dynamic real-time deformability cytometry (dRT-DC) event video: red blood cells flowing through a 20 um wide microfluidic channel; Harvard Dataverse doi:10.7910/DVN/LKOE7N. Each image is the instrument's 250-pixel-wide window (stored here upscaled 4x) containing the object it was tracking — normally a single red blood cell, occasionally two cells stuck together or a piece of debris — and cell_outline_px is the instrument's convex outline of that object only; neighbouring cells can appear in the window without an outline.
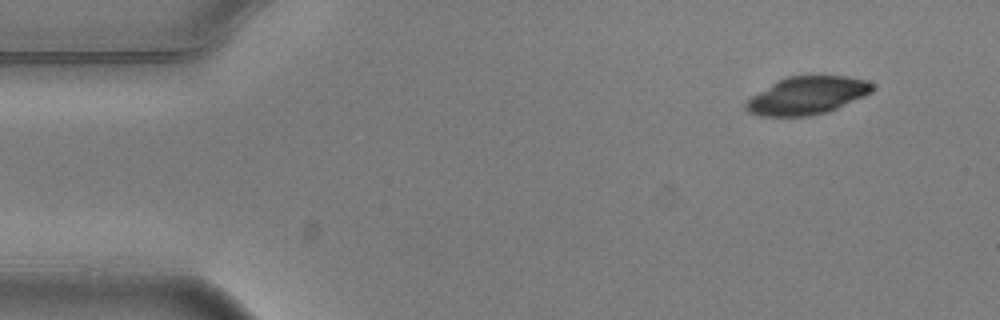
{"species": "common noctule bat (a hibernating species)", "species_latin": "Nyctalus noctula", "temperature_condition": "warm", "stored_images_in_passage": 4, "camera_frame_rate_fps": 3000, "um_per_image_px": 0.085, "animal": {"sex": "male", "body_mass_g": 20.5, "forearm_length_mm": 52.5}, "frame": {"image": 1, "passage_image": 1, "time_ms": 0.0, "image_size_px": [1000, 320], "cell_outline_px": [[876, 88], [872, 92], [864, 96], [828, 112], [808, 116], [760, 116], [748, 112], [744, 108], [744, 104], [752, 96], [776, 80], [788, 76], [844, 76], [864, 80], [872, 84]], "centroid_in_image_um": [68.58, 8.12], "position_along_channel_um": 16.4, "area_um2": 27.8}}